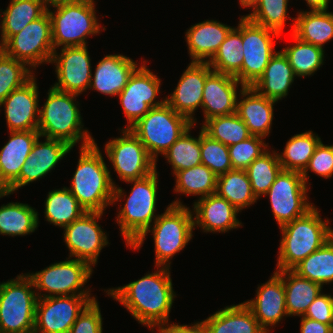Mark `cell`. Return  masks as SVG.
Here are the masks:
<instances>
[{"instance_id":"obj_23","label":"cell","mask_w":333,"mask_h":333,"mask_svg":"<svg viewBox=\"0 0 333 333\" xmlns=\"http://www.w3.org/2000/svg\"><path fill=\"white\" fill-rule=\"evenodd\" d=\"M239 86L245 87L230 75L212 71L207 76L202 96L203 124L213 117L236 113Z\"/></svg>"},{"instance_id":"obj_7","label":"cell","mask_w":333,"mask_h":333,"mask_svg":"<svg viewBox=\"0 0 333 333\" xmlns=\"http://www.w3.org/2000/svg\"><path fill=\"white\" fill-rule=\"evenodd\" d=\"M37 301L26 273L0 283V333H33Z\"/></svg>"},{"instance_id":"obj_38","label":"cell","mask_w":333,"mask_h":333,"mask_svg":"<svg viewBox=\"0 0 333 333\" xmlns=\"http://www.w3.org/2000/svg\"><path fill=\"white\" fill-rule=\"evenodd\" d=\"M320 141L318 134L312 130L292 136L286 142L283 152L278 153L282 169L302 173Z\"/></svg>"},{"instance_id":"obj_9","label":"cell","mask_w":333,"mask_h":333,"mask_svg":"<svg viewBox=\"0 0 333 333\" xmlns=\"http://www.w3.org/2000/svg\"><path fill=\"white\" fill-rule=\"evenodd\" d=\"M193 124L177 113L166 102L151 108L129 129L143 143L150 157L156 162L171 145Z\"/></svg>"},{"instance_id":"obj_25","label":"cell","mask_w":333,"mask_h":333,"mask_svg":"<svg viewBox=\"0 0 333 333\" xmlns=\"http://www.w3.org/2000/svg\"><path fill=\"white\" fill-rule=\"evenodd\" d=\"M138 67L137 61L123 54L106 55L96 64L89 89L106 96H118Z\"/></svg>"},{"instance_id":"obj_35","label":"cell","mask_w":333,"mask_h":333,"mask_svg":"<svg viewBox=\"0 0 333 333\" xmlns=\"http://www.w3.org/2000/svg\"><path fill=\"white\" fill-rule=\"evenodd\" d=\"M216 193L240 212L257 203L246 170L232 169L218 176Z\"/></svg>"},{"instance_id":"obj_40","label":"cell","mask_w":333,"mask_h":333,"mask_svg":"<svg viewBox=\"0 0 333 333\" xmlns=\"http://www.w3.org/2000/svg\"><path fill=\"white\" fill-rule=\"evenodd\" d=\"M174 192L186 196L196 195L199 199L216 193L217 176L206 165L178 171L175 175Z\"/></svg>"},{"instance_id":"obj_57","label":"cell","mask_w":333,"mask_h":333,"mask_svg":"<svg viewBox=\"0 0 333 333\" xmlns=\"http://www.w3.org/2000/svg\"><path fill=\"white\" fill-rule=\"evenodd\" d=\"M0 12H2V10L0 9ZM0 18H1V22H0V30H1V33H0V50H2L4 44H5V40H4V36H3V33H2V30H3V27H2V14H0Z\"/></svg>"},{"instance_id":"obj_49","label":"cell","mask_w":333,"mask_h":333,"mask_svg":"<svg viewBox=\"0 0 333 333\" xmlns=\"http://www.w3.org/2000/svg\"><path fill=\"white\" fill-rule=\"evenodd\" d=\"M313 172L322 178L333 176V144L324 145L322 141L316 146L305 170L301 173L306 185L310 186L308 172ZM309 182V183H308Z\"/></svg>"},{"instance_id":"obj_17","label":"cell","mask_w":333,"mask_h":333,"mask_svg":"<svg viewBox=\"0 0 333 333\" xmlns=\"http://www.w3.org/2000/svg\"><path fill=\"white\" fill-rule=\"evenodd\" d=\"M103 212H85L79 219L64 227L63 238L69 257L96 266L101 250L109 243L107 233L97 222Z\"/></svg>"},{"instance_id":"obj_58","label":"cell","mask_w":333,"mask_h":333,"mask_svg":"<svg viewBox=\"0 0 333 333\" xmlns=\"http://www.w3.org/2000/svg\"><path fill=\"white\" fill-rule=\"evenodd\" d=\"M12 193L6 191L1 185H0V199L5 197V196H8V195H11Z\"/></svg>"},{"instance_id":"obj_24","label":"cell","mask_w":333,"mask_h":333,"mask_svg":"<svg viewBox=\"0 0 333 333\" xmlns=\"http://www.w3.org/2000/svg\"><path fill=\"white\" fill-rule=\"evenodd\" d=\"M192 210L194 229L200 227L206 233H226L243 226L237 218L240 211L217 193L196 200Z\"/></svg>"},{"instance_id":"obj_54","label":"cell","mask_w":333,"mask_h":333,"mask_svg":"<svg viewBox=\"0 0 333 333\" xmlns=\"http://www.w3.org/2000/svg\"><path fill=\"white\" fill-rule=\"evenodd\" d=\"M307 6L310 8L309 11H325L329 8L330 0H304Z\"/></svg>"},{"instance_id":"obj_11","label":"cell","mask_w":333,"mask_h":333,"mask_svg":"<svg viewBox=\"0 0 333 333\" xmlns=\"http://www.w3.org/2000/svg\"><path fill=\"white\" fill-rule=\"evenodd\" d=\"M2 51L25 63L31 70L51 62L54 52L51 18L48 12L30 22L19 33L11 36Z\"/></svg>"},{"instance_id":"obj_32","label":"cell","mask_w":333,"mask_h":333,"mask_svg":"<svg viewBox=\"0 0 333 333\" xmlns=\"http://www.w3.org/2000/svg\"><path fill=\"white\" fill-rule=\"evenodd\" d=\"M293 34L300 40L324 49L333 39V12L298 11Z\"/></svg>"},{"instance_id":"obj_10","label":"cell","mask_w":333,"mask_h":333,"mask_svg":"<svg viewBox=\"0 0 333 333\" xmlns=\"http://www.w3.org/2000/svg\"><path fill=\"white\" fill-rule=\"evenodd\" d=\"M93 267L87 262L66 258L53 263L41 271L26 273L33 281L38 298L51 296L91 295L90 288L85 289L92 277ZM83 289V290H82ZM42 291L43 294H42Z\"/></svg>"},{"instance_id":"obj_36","label":"cell","mask_w":333,"mask_h":333,"mask_svg":"<svg viewBox=\"0 0 333 333\" xmlns=\"http://www.w3.org/2000/svg\"><path fill=\"white\" fill-rule=\"evenodd\" d=\"M46 12L47 6L44 0H10L6 10L1 12L5 42Z\"/></svg>"},{"instance_id":"obj_2","label":"cell","mask_w":333,"mask_h":333,"mask_svg":"<svg viewBox=\"0 0 333 333\" xmlns=\"http://www.w3.org/2000/svg\"><path fill=\"white\" fill-rule=\"evenodd\" d=\"M76 171L67 187L87 212H103L126 198V192L118 187L111 176L97 143L79 148Z\"/></svg>"},{"instance_id":"obj_5","label":"cell","mask_w":333,"mask_h":333,"mask_svg":"<svg viewBox=\"0 0 333 333\" xmlns=\"http://www.w3.org/2000/svg\"><path fill=\"white\" fill-rule=\"evenodd\" d=\"M180 199L170 203L152 225L130 246L140 250L148 233H152L155 250V267L171 266V259L193 239V214Z\"/></svg>"},{"instance_id":"obj_21","label":"cell","mask_w":333,"mask_h":333,"mask_svg":"<svg viewBox=\"0 0 333 333\" xmlns=\"http://www.w3.org/2000/svg\"><path fill=\"white\" fill-rule=\"evenodd\" d=\"M36 79L34 75L0 103V107L4 106L8 132L38 130L40 93Z\"/></svg>"},{"instance_id":"obj_14","label":"cell","mask_w":333,"mask_h":333,"mask_svg":"<svg viewBox=\"0 0 333 333\" xmlns=\"http://www.w3.org/2000/svg\"><path fill=\"white\" fill-rule=\"evenodd\" d=\"M121 130L120 137L109 140L105 154L121 181L138 180L153 173L157 166L143 143L130 129Z\"/></svg>"},{"instance_id":"obj_39","label":"cell","mask_w":333,"mask_h":333,"mask_svg":"<svg viewBox=\"0 0 333 333\" xmlns=\"http://www.w3.org/2000/svg\"><path fill=\"white\" fill-rule=\"evenodd\" d=\"M290 36L294 45L287 46L282 51L287 56L296 77L314 75L324 64L325 49L300 40L292 32Z\"/></svg>"},{"instance_id":"obj_59","label":"cell","mask_w":333,"mask_h":333,"mask_svg":"<svg viewBox=\"0 0 333 333\" xmlns=\"http://www.w3.org/2000/svg\"><path fill=\"white\" fill-rule=\"evenodd\" d=\"M328 333H333V326L330 328Z\"/></svg>"},{"instance_id":"obj_12","label":"cell","mask_w":333,"mask_h":333,"mask_svg":"<svg viewBox=\"0 0 333 333\" xmlns=\"http://www.w3.org/2000/svg\"><path fill=\"white\" fill-rule=\"evenodd\" d=\"M308 190L301 172L280 171L263 195L269 197L271 210L279 227L305 215L315 206L308 200Z\"/></svg>"},{"instance_id":"obj_18","label":"cell","mask_w":333,"mask_h":333,"mask_svg":"<svg viewBox=\"0 0 333 333\" xmlns=\"http://www.w3.org/2000/svg\"><path fill=\"white\" fill-rule=\"evenodd\" d=\"M60 53L55 50L50 64L55 65L57 81L53 88L76 95L89 90L92 66L86 46L62 47Z\"/></svg>"},{"instance_id":"obj_41","label":"cell","mask_w":333,"mask_h":333,"mask_svg":"<svg viewBox=\"0 0 333 333\" xmlns=\"http://www.w3.org/2000/svg\"><path fill=\"white\" fill-rule=\"evenodd\" d=\"M299 276L323 285L333 283V237L293 269Z\"/></svg>"},{"instance_id":"obj_16","label":"cell","mask_w":333,"mask_h":333,"mask_svg":"<svg viewBox=\"0 0 333 333\" xmlns=\"http://www.w3.org/2000/svg\"><path fill=\"white\" fill-rule=\"evenodd\" d=\"M94 300L92 295L38 298L33 333H68L77 317Z\"/></svg>"},{"instance_id":"obj_26","label":"cell","mask_w":333,"mask_h":333,"mask_svg":"<svg viewBox=\"0 0 333 333\" xmlns=\"http://www.w3.org/2000/svg\"><path fill=\"white\" fill-rule=\"evenodd\" d=\"M236 114L244 121L252 136L265 138L270 135L274 107L277 101L260 95L251 86L240 89Z\"/></svg>"},{"instance_id":"obj_45","label":"cell","mask_w":333,"mask_h":333,"mask_svg":"<svg viewBox=\"0 0 333 333\" xmlns=\"http://www.w3.org/2000/svg\"><path fill=\"white\" fill-rule=\"evenodd\" d=\"M201 127L212 139L226 146L237 144L252 136L244 121L236 113L213 117Z\"/></svg>"},{"instance_id":"obj_53","label":"cell","mask_w":333,"mask_h":333,"mask_svg":"<svg viewBox=\"0 0 333 333\" xmlns=\"http://www.w3.org/2000/svg\"><path fill=\"white\" fill-rule=\"evenodd\" d=\"M300 333H328L331 326L300 316Z\"/></svg>"},{"instance_id":"obj_4","label":"cell","mask_w":333,"mask_h":333,"mask_svg":"<svg viewBox=\"0 0 333 333\" xmlns=\"http://www.w3.org/2000/svg\"><path fill=\"white\" fill-rule=\"evenodd\" d=\"M314 206L305 215L279 227L280 239L276 270H292L333 237L329 219L323 220Z\"/></svg>"},{"instance_id":"obj_20","label":"cell","mask_w":333,"mask_h":333,"mask_svg":"<svg viewBox=\"0 0 333 333\" xmlns=\"http://www.w3.org/2000/svg\"><path fill=\"white\" fill-rule=\"evenodd\" d=\"M208 63L190 62L182 73L177 87L166 98V103L177 113L184 115L195 126L196 110L202 108L203 88L207 76L212 72Z\"/></svg>"},{"instance_id":"obj_52","label":"cell","mask_w":333,"mask_h":333,"mask_svg":"<svg viewBox=\"0 0 333 333\" xmlns=\"http://www.w3.org/2000/svg\"><path fill=\"white\" fill-rule=\"evenodd\" d=\"M157 331L158 333H207L202 320L189 325L168 323L157 328Z\"/></svg>"},{"instance_id":"obj_55","label":"cell","mask_w":333,"mask_h":333,"mask_svg":"<svg viewBox=\"0 0 333 333\" xmlns=\"http://www.w3.org/2000/svg\"><path fill=\"white\" fill-rule=\"evenodd\" d=\"M47 8L56 7L64 4H75L81 2H87L90 0H44Z\"/></svg>"},{"instance_id":"obj_6","label":"cell","mask_w":333,"mask_h":333,"mask_svg":"<svg viewBox=\"0 0 333 333\" xmlns=\"http://www.w3.org/2000/svg\"><path fill=\"white\" fill-rule=\"evenodd\" d=\"M157 169L142 179L130 180L133 184L125 203L118 208L116 223L129 248L158 218L156 213L158 195ZM123 206V207H122Z\"/></svg>"},{"instance_id":"obj_47","label":"cell","mask_w":333,"mask_h":333,"mask_svg":"<svg viewBox=\"0 0 333 333\" xmlns=\"http://www.w3.org/2000/svg\"><path fill=\"white\" fill-rule=\"evenodd\" d=\"M200 149L202 164L218 177L233 169L228 146L212 139L200 129Z\"/></svg>"},{"instance_id":"obj_15","label":"cell","mask_w":333,"mask_h":333,"mask_svg":"<svg viewBox=\"0 0 333 333\" xmlns=\"http://www.w3.org/2000/svg\"><path fill=\"white\" fill-rule=\"evenodd\" d=\"M146 63V60L141 62L130 76L127 85L118 94L119 103L128 121L125 129L134 125L151 108L166 102V98L156 100L160 92L161 79L146 66Z\"/></svg>"},{"instance_id":"obj_48","label":"cell","mask_w":333,"mask_h":333,"mask_svg":"<svg viewBox=\"0 0 333 333\" xmlns=\"http://www.w3.org/2000/svg\"><path fill=\"white\" fill-rule=\"evenodd\" d=\"M264 138L251 136L237 144L228 146L233 169L246 170L247 167L269 147ZM268 144V145H267Z\"/></svg>"},{"instance_id":"obj_27","label":"cell","mask_w":333,"mask_h":333,"mask_svg":"<svg viewBox=\"0 0 333 333\" xmlns=\"http://www.w3.org/2000/svg\"><path fill=\"white\" fill-rule=\"evenodd\" d=\"M232 28L214 19L191 25L185 32L191 62L208 63Z\"/></svg>"},{"instance_id":"obj_51","label":"cell","mask_w":333,"mask_h":333,"mask_svg":"<svg viewBox=\"0 0 333 333\" xmlns=\"http://www.w3.org/2000/svg\"><path fill=\"white\" fill-rule=\"evenodd\" d=\"M304 317L333 326V296L321 292L309 305Z\"/></svg>"},{"instance_id":"obj_22","label":"cell","mask_w":333,"mask_h":333,"mask_svg":"<svg viewBox=\"0 0 333 333\" xmlns=\"http://www.w3.org/2000/svg\"><path fill=\"white\" fill-rule=\"evenodd\" d=\"M255 297L243 303L252 311L261 328L270 333L271 327L288 317L282 277L274 271L267 282L258 285Z\"/></svg>"},{"instance_id":"obj_33","label":"cell","mask_w":333,"mask_h":333,"mask_svg":"<svg viewBox=\"0 0 333 333\" xmlns=\"http://www.w3.org/2000/svg\"><path fill=\"white\" fill-rule=\"evenodd\" d=\"M39 214L29 204L9 202L0 206V235L25 236L39 227Z\"/></svg>"},{"instance_id":"obj_8","label":"cell","mask_w":333,"mask_h":333,"mask_svg":"<svg viewBox=\"0 0 333 333\" xmlns=\"http://www.w3.org/2000/svg\"><path fill=\"white\" fill-rule=\"evenodd\" d=\"M95 2L64 4L53 7L54 10L47 8L54 51L59 47L86 46L89 36L99 34L101 29L106 30L98 22Z\"/></svg>"},{"instance_id":"obj_1","label":"cell","mask_w":333,"mask_h":333,"mask_svg":"<svg viewBox=\"0 0 333 333\" xmlns=\"http://www.w3.org/2000/svg\"><path fill=\"white\" fill-rule=\"evenodd\" d=\"M140 279L124 286L104 289L107 295L117 300L130 312L138 323L151 332L169 323L170 312L177 296L173 289L170 267L156 266Z\"/></svg>"},{"instance_id":"obj_30","label":"cell","mask_w":333,"mask_h":333,"mask_svg":"<svg viewBox=\"0 0 333 333\" xmlns=\"http://www.w3.org/2000/svg\"><path fill=\"white\" fill-rule=\"evenodd\" d=\"M202 321L207 333H266L243 302L225 306Z\"/></svg>"},{"instance_id":"obj_29","label":"cell","mask_w":333,"mask_h":333,"mask_svg":"<svg viewBox=\"0 0 333 333\" xmlns=\"http://www.w3.org/2000/svg\"><path fill=\"white\" fill-rule=\"evenodd\" d=\"M296 78L287 56L279 50L271 57L263 74L251 87L260 95L278 102L288 95Z\"/></svg>"},{"instance_id":"obj_28","label":"cell","mask_w":333,"mask_h":333,"mask_svg":"<svg viewBox=\"0 0 333 333\" xmlns=\"http://www.w3.org/2000/svg\"><path fill=\"white\" fill-rule=\"evenodd\" d=\"M38 137L37 130L9 131V140L0 150V185L4 189L19 176Z\"/></svg>"},{"instance_id":"obj_19","label":"cell","mask_w":333,"mask_h":333,"mask_svg":"<svg viewBox=\"0 0 333 333\" xmlns=\"http://www.w3.org/2000/svg\"><path fill=\"white\" fill-rule=\"evenodd\" d=\"M40 138L42 137L35 141L19 176L5 189L6 191L13 194L19 188L42 179L73 149L64 141L46 138L42 142Z\"/></svg>"},{"instance_id":"obj_44","label":"cell","mask_w":333,"mask_h":333,"mask_svg":"<svg viewBox=\"0 0 333 333\" xmlns=\"http://www.w3.org/2000/svg\"><path fill=\"white\" fill-rule=\"evenodd\" d=\"M281 170L278 152L269 149L247 167L252 190L258 199L269 190Z\"/></svg>"},{"instance_id":"obj_50","label":"cell","mask_w":333,"mask_h":333,"mask_svg":"<svg viewBox=\"0 0 333 333\" xmlns=\"http://www.w3.org/2000/svg\"><path fill=\"white\" fill-rule=\"evenodd\" d=\"M102 324L101 309L96 299L77 317L68 333H103Z\"/></svg>"},{"instance_id":"obj_34","label":"cell","mask_w":333,"mask_h":333,"mask_svg":"<svg viewBox=\"0 0 333 333\" xmlns=\"http://www.w3.org/2000/svg\"><path fill=\"white\" fill-rule=\"evenodd\" d=\"M87 212L67 186L53 189L45 199L44 215L50 224L64 228Z\"/></svg>"},{"instance_id":"obj_43","label":"cell","mask_w":333,"mask_h":333,"mask_svg":"<svg viewBox=\"0 0 333 333\" xmlns=\"http://www.w3.org/2000/svg\"><path fill=\"white\" fill-rule=\"evenodd\" d=\"M289 0H259L252 8V12L244 15L254 24L276 31L281 35L286 22L292 19L291 31L295 27V18L289 17L288 14ZM288 18V19H287Z\"/></svg>"},{"instance_id":"obj_42","label":"cell","mask_w":333,"mask_h":333,"mask_svg":"<svg viewBox=\"0 0 333 333\" xmlns=\"http://www.w3.org/2000/svg\"><path fill=\"white\" fill-rule=\"evenodd\" d=\"M189 127L163 154L175 175L178 171L195 167L202 163L200 149V132L198 137L191 136Z\"/></svg>"},{"instance_id":"obj_37","label":"cell","mask_w":333,"mask_h":333,"mask_svg":"<svg viewBox=\"0 0 333 333\" xmlns=\"http://www.w3.org/2000/svg\"><path fill=\"white\" fill-rule=\"evenodd\" d=\"M242 48V17H240L238 26L230 30L208 64L213 71L235 77L242 67Z\"/></svg>"},{"instance_id":"obj_31","label":"cell","mask_w":333,"mask_h":333,"mask_svg":"<svg viewBox=\"0 0 333 333\" xmlns=\"http://www.w3.org/2000/svg\"><path fill=\"white\" fill-rule=\"evenodd\" d=\"M283 279L288 317L304 316L309 305L322 292L323 287L293 270H275Z\"/></svg>"},{"instance_id":"obj_46","label":"cell","mask_w":333,"mask_h":333,"mask_svg":"<svg viewBox=\"0 0 333 333\" xmlns=\"http://www.w3.org/2000/svg\"><path fill=\"white\" fill-rule=\"evenodd\" d=\"M25 63L0 50V103L15 89L23 86L34 75Z\"/></svg>"},{"instance_id":"obj_13","label":"cell","mask_w":333,"mask_h":333,"mask_svg":"<svg viewBox=\"0 0 333 333\" xmlns=\"http://www.w3.org/2000/svg\"><path fill=\"white\" fill-rule=\"evenodd\" d=\"M276 31L254 24L242 16L243 62L235 78L244 86H252L263 74L271 57L276 53Z\"/></svg>"},{"instance_id":"obj_3","label":"cell","mask_w":333,"mask_h":333,"mask_svg":"<svg viewBox=\"0 0 333 333\" xmlns=\"http://www.w3.org/2000/svg\"><path fill=\"white\" fill-rule=\"evenodd\" d=\"M47 94L46 102L39 108L37 131L40 136L64 141L72 148L81 141L80 148L95 143L91 132L83 127L76 98L79 95L62 92L52 86Z\"/></svg>"},{"instance_id":"obj_56","label":"cell","mask_w":333,"mask_h":333,"mask_svg":"<svg viewBox=\"0 0 333 333\" xmlns=\"http://www.w3.org/2000/svg\"><path fill=\"white\" fill-rule=\"evenodd\" d=\"M259 0H239V5H241L242 8H249L252 9Z\"/></svg>"}]
</instances>
